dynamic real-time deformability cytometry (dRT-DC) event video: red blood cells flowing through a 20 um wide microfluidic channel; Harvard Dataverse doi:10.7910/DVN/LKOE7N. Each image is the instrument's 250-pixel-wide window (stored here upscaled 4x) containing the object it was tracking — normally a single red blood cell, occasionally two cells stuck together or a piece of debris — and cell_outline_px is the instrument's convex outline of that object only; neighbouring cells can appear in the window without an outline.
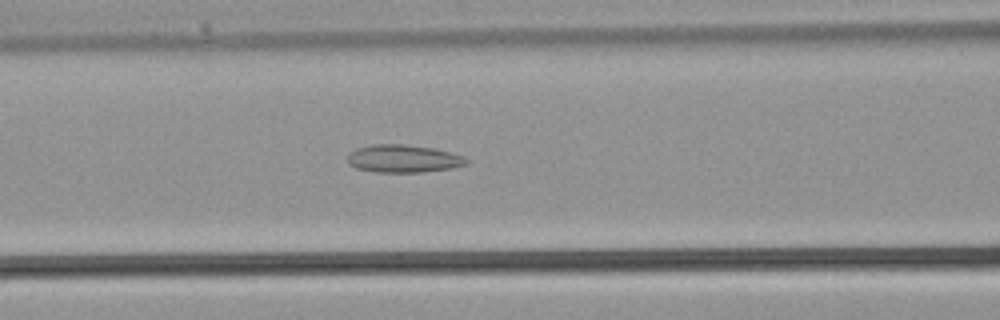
{"species": "common noctule bat (a hibernating species)", "species_latin": "Nyctalus noctula", "temperature_condition": "warm", "stored_images_in_passage": 36, "camera_frame_rate_fps": 3000, "um_per_image_px": 0.085, "animal": {"sex": "male", "body_mass_g": 21.5, "forearm_length_mm": 52.0}, "frame": {"image": 1, "passage_image": 14, "time_ms": 4.333, "image_size_px": [1000, 320], "cell_outline_px": [[468, 164], [452, 168], [420, 172], [376, 172], [356, 168], [348, 164], [348, 156], [356, 148], [372, 144], [400, 144], [432, 148], [452, 152], [464, 156], [468, 160]], "centroid_in_image_um": [34.3, 13.48], "position_along_channel_um": 132.3, "area_um2": 19.19}}
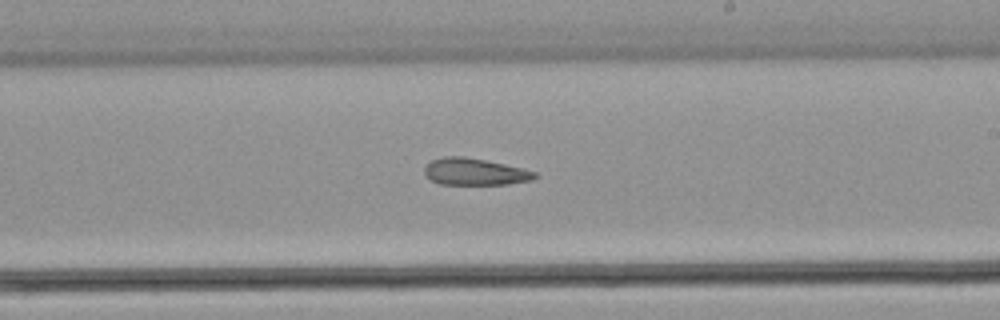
{"frame": {"image": 2, "passage_image": 20, "time_ms": 6.333, "image_size_px": [1000, 320], "cell_outline_px": [[540, 176], [532, 180], [508, 184], [440, 184], [432, 180], [424, 172], [424, 168], [432, 160], [444, 156], [464, 156], [524, 168], [536, 172]], "centroid_in_image_um": [40.41, 14.6], "position_along_channel_um": 248.6, "area_um2": 17.22}}
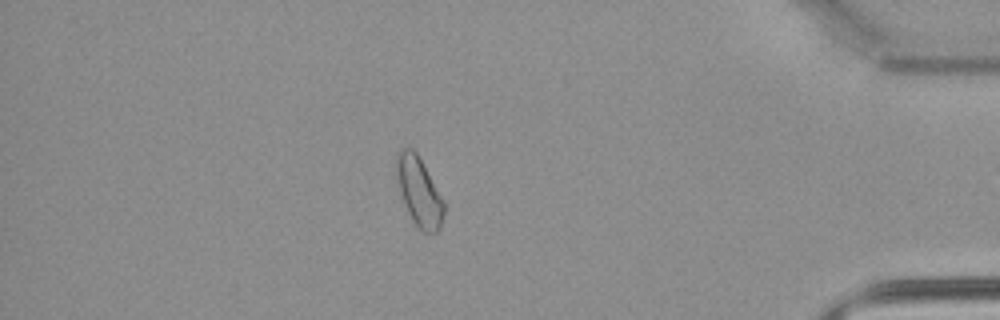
{"frame": {"image": 3, "passage_image": 30, "time_ms": 9.667, "image_size_px": [1000, 320], "cell_outline_px": [[444, 212], [440, 228], [436, 232], [424, 232], [412, 220], [404, 204], [396, 172], [396, 152], [400, 148], [412, 148], [416, 152], [444, 200]], "centroid_in_image_um": [35.62, 16.26], "position_along_channel_um": 399.6, "area_um2": 18.73}}